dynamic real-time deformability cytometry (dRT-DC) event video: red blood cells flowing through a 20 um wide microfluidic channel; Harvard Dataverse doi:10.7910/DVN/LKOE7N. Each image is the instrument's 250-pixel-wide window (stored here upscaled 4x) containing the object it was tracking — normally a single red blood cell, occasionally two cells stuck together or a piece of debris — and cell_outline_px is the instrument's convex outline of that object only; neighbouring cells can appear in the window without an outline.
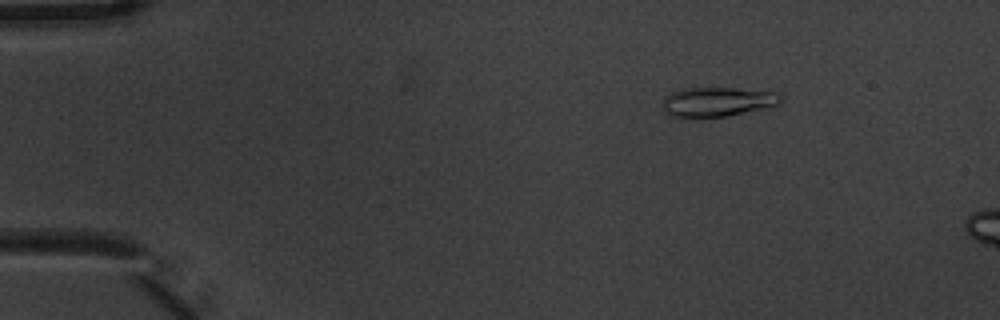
{"species": "common noctule bat (a hibernating species)", "species_latin": "Nyctalus noctula", "temperature_condition": "warm", "stored_images_in_passage": 5, "camera_frame_rate_fps": 3000, "um_per_image_px": 0.085, "animal": {"sex": "male", "body_mass_g": 20.1, "forearm_length_mm": 53.5}, "frame": {"image": 1, "passage_image": 3, "time_ms": 0.667, "image_size_px": [1000, 320], "cell_outline_px": [[780, 100], [776, 104], [764, 108], [728, 116], [672, 116], [664, 108], [664, 96], [672, 92], [684, 88], [732, 88], [776, 92], [780, 96]], "centroid_in_image_um": [60.98, 8.63], "position_along_channel_um": 24.0, "area_um2": 19.59}}